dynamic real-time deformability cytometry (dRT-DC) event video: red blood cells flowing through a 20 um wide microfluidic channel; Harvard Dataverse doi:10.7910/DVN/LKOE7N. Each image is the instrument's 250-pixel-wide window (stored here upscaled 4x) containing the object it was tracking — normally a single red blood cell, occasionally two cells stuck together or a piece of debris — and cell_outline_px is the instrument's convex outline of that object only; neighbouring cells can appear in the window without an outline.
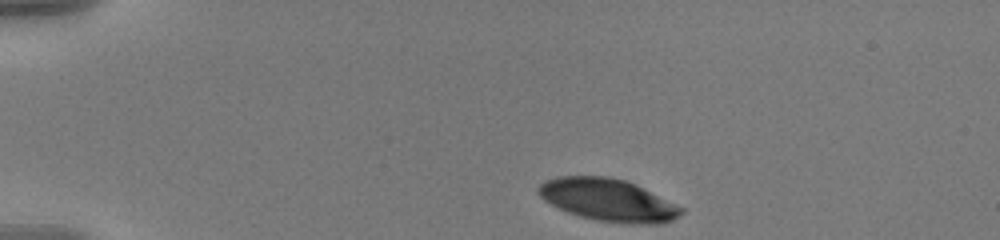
{"species": "human", "species_latin": "Homo sapiens", "temperature_condition": "warm", "stored_images_in_passage": 46, "camera_frame_rate_fps": 3000, "um_per_image_px": 0.085, "donor": {"sex": "male"}, "frame": {"image": 1, "passage_image": 1, "time_ms": 0.0, "image_size_px": [1000, 240], "cell_outline_px": [[684, 212], [680, 216], [672, 220], [660, 224], [640, 224], [596, 220], [580, 216], [568, 212], [544, 200], [536, 192], [536, 188], [544, 180], [560, 176], [608, 176], [624, 180], [636, 184], [684, 208]], "centroid_in_image_um": [51.69, 16.99], "position_along_channel_um": 33.3, "area_um2": 35.2}}
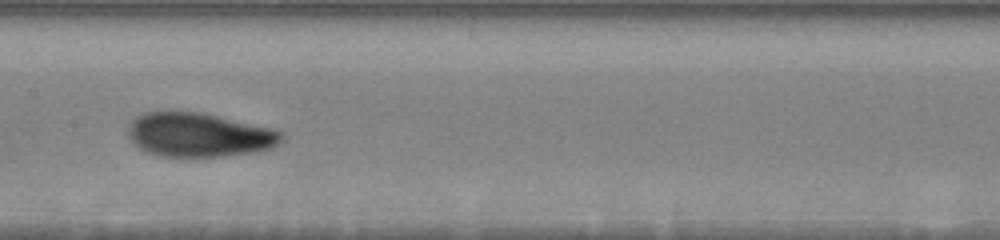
{"frame": {"image": 2, "passage_image": 20, "time_ms": 6.333, "image_size_px": [1000, 240], "cell_outline_px": [[284, 140], [272, 148], [256, 152], [220, 156], [160, 156], [144, 152], [128, 136], [128, 128], [132, 120], [136, 116], [144, 112], [200, 112], [268, 128], [284, 132]], "centroid_in_image_um": [16.91, 11.47], "position_along_channel_um": 190.5, "area_um2": 39.07}}
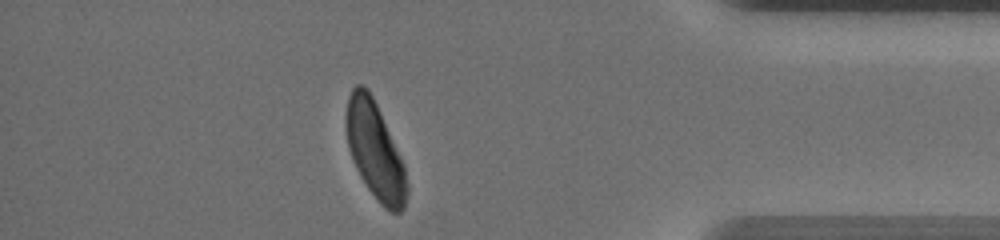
{"frame": {"image": 3, "passage_image": 40, "time_ms": 13.0, "image_size_px": [1000, 240], "cell_outline_px": [[408, 192], [404, 208], [400, 212], [392, 212], [384, 208], [376, 200], [360, 176], [356, 168], [348, 148], [344, 120], [344, 116], [348, 96], [352, 88], [356, 84], [364, 84], [368, 88], [380, 112], [404, 164], [408, 184]], "centroid_in_image_um": [31.86, 12.79], "position_along_channel_um": 403.3, "area_um2": 34.56}, "authors_computed_cell_mechanics": {"area_um2": 37.9168, "velocity_mm_per_s": 3.5959, "shape_relaxation_time_tau1_ms": 3.1077, "shape_relaxation_time_tau2_ms": 1.176, "deformation_change_tau1": 0.1597, "deformation_change_tau2": 0.059}}